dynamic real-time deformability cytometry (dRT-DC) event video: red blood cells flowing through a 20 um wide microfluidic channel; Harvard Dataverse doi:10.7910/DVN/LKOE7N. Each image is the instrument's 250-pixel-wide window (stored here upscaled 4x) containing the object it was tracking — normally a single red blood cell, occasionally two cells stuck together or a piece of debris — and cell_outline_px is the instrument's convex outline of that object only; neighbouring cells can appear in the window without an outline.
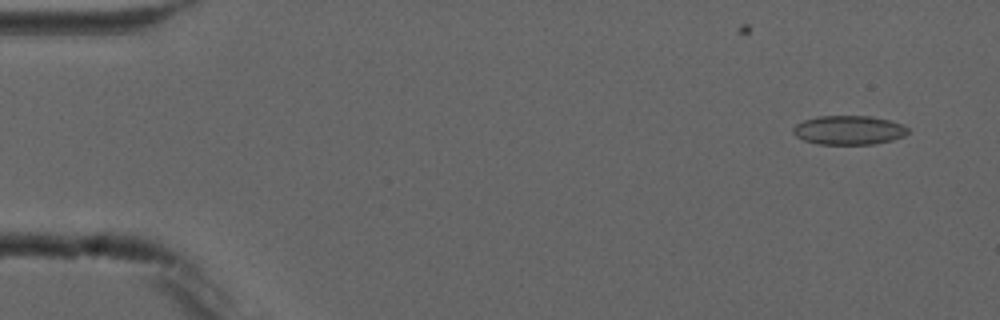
{"species": "common noctule bat (a hibernating species)", "species_latin": "Nyctalus noctula", "temperature_condition": "cold", "stored_images_in_passage": 5, "camera_frame_rate_fps": 3000, "um_per_image_px": 0.085, "animal": {"sex": "male", "forearm_length_mm": 52.5}, "frame": {"image": 1, "passage_image": 1, "time_ms": 0.0, "image_size_px": [1000, 320], "cell_outline_px": [[908, 132], [904, 136], [892, 140], [872, 144], [820, 144], [804, 140], [796, 136], [792, 132], [792, 128], [796, 124], [804, 120], [820, 116], [872, 116], [904, 124], [908, 128]], "centroid_in_image_um": [72.15, 11.06], "position_along_channel_um": 12.8, "area_um2": 19.42}}